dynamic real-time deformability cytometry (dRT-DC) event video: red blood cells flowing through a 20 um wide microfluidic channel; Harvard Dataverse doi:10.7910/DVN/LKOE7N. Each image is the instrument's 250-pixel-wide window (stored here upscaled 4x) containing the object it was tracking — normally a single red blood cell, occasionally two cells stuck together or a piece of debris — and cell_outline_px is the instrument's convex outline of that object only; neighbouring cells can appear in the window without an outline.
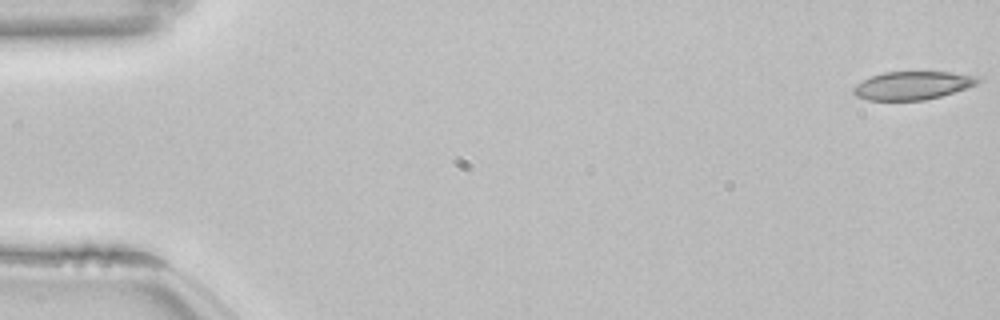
{"species": "common noctule bat (a hibernating species)", "species_latin": "Nyctalus noctula", "temperature_condition": "room temperature", "stored_images_in_passage": 55, "camera_frame_rate_fps": 3000, "um_per_image_px": 0.085, "animal": {"sex": "female", "body_mass_g": 22.7, "forearm_length_mm": 54.2}, "frame": {"image": 1, "passage_image": 1, "time_ms": 0.0, "image_size_px": [1000, 320], "cell_outline_px": [[980, 80], [976, 84], [940, 96], [924, 100], [868, 100], [856, 96], [852, 92], [852, 88], [856, 84], [872, 76], [884, 72], [952, 72], [980, 76]], "centroid_in_image_um": [77.54, 7.26], "position_along_channel_um": 7.5, "area_um2": 20.29}}
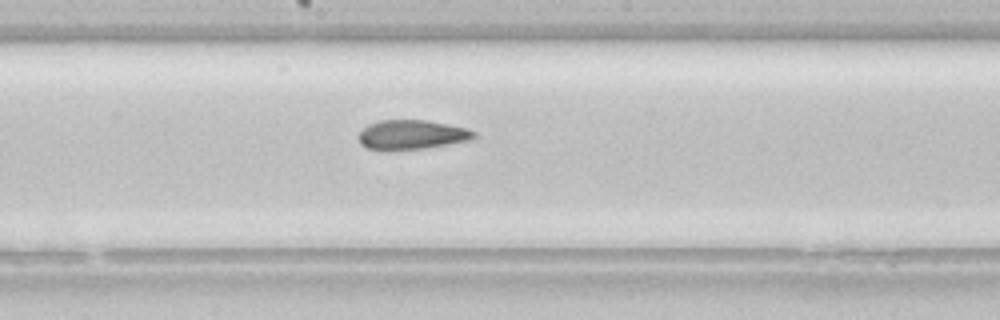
{"frame": {"image": 2, "passage_image": 29, "time_ms": 9.333, "image_size_px": [1000, 320], "cell_outline_px": [[476, 136], [468, 140], [448, 144], [424, 148], [368, 148], [360, 144], [360, 132], [368, 124], [380, 120], [428, 120], [468, 128], [476, 132]], "centroid_in_image_um": [35.05, 11.41], "position_along_channel_um": 213.2, "area_um2": 19.19}}
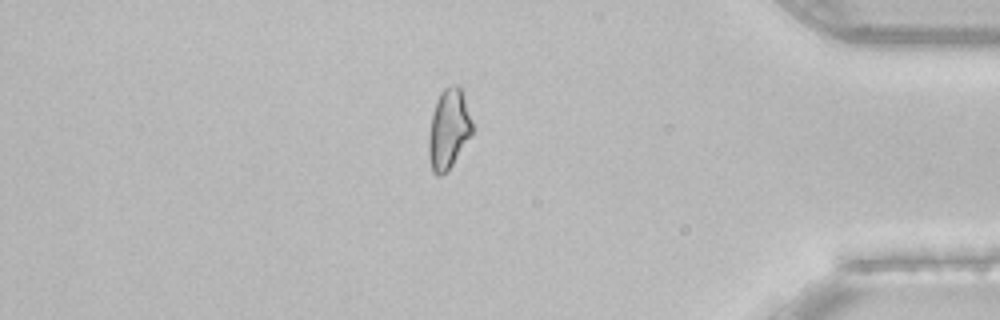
{"frame": {"image": 3, "passage_image": 46, "time_ms": 15.0, "image_size_px": [1000, 320], "cell_outline_px": [[472, 132], [452, 164], [440, 176], [436, 176], [432, 172], [428, 156], [428, 136], [432, 112], [436, 100], [440, 92], [444, 88], [452, 84], [460, 84], [472, 120]], "centroid_in_image_um": [38.1, 10.92], "position_along_channel_um": 397.1, "area_um2": 20.29}}